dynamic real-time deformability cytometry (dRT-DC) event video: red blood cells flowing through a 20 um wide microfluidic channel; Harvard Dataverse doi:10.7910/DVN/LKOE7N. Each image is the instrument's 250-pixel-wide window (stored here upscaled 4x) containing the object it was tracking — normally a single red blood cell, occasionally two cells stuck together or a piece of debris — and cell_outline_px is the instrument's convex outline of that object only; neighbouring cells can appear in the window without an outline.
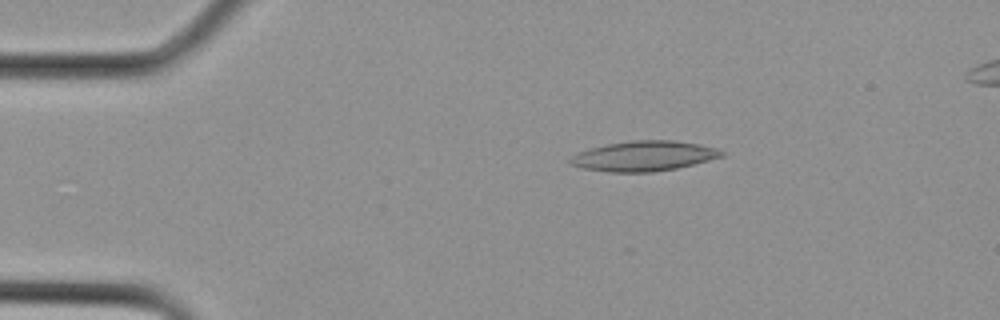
{"species": "Egyptian fruit bat (a non-hibernating species)", "species_latin": "Rousettus aegyptiacus", "temperature_condition": "cold", "stored_images_in_passage": 8, "camera_frame_rate_fps": 3000, "um_per_image_px": 0.085, "animal": {"sex": "female"}, "frame": {"image": 1, "passage_image": 1, "time_ms": 0.0, "image_size_px": [1000, 320], "cell_outline_px": [[724, 156], [676, 168], [652, 172], [608, 172], [584, 168], [572, 164], [568, 160], [576, 152], [608, 144], [632, 140], [672, 140], [696, 144], [716, 148], [724, 152]], "centroid_in_image_um": [54.71, 13.26], "position_along_channel_um": 30.3, "area_um2": 26.18}}
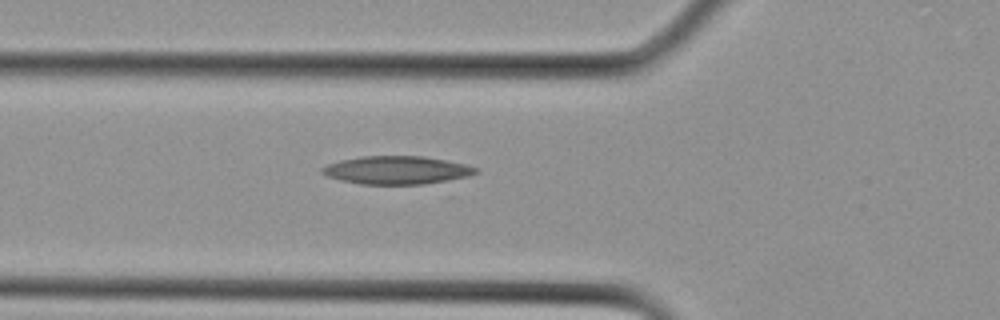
{"frame": {"image": 2, "passage_image": 6, "time_ms": 1.667, "image_size_px": [1000, 320], "cell_outline_px": [[480, 172], [468, 176], [448, 180], [424, 184], [360, 184], [340, 180], [328, 176], [320, 172], [320, 168], [328, 164], [340, 160], [360, 156], [424, 156], [464, 164], [476, 168]], "centroid_in_image_um": [33.69, 14.46], "position_along_channel_um": 92.1, "area_um2": 25.09}}
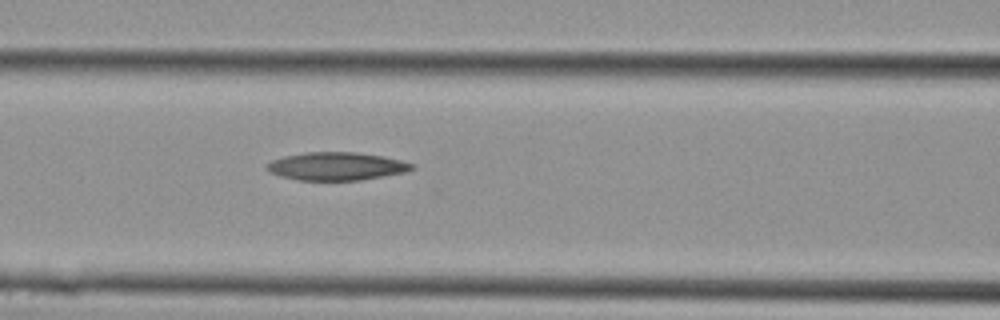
{"frame": {"image": 3, "passage_image": 8, "time_ms": 2.333, "image_size_px": [1000, 320], "cell_outline_px": [[416, 168], [408, 172], [360, 180], [296, 180], [280, 176], [268, 172], [264, 168], [272, 160], [284, 156], [304, 152], [356, 152], [380, 156], [400, 160], [416, 164]], "centroid_in_image_um": [28.61, 14.13], "position_along_channel_um": 138.0, "area_um2": 23.87}}